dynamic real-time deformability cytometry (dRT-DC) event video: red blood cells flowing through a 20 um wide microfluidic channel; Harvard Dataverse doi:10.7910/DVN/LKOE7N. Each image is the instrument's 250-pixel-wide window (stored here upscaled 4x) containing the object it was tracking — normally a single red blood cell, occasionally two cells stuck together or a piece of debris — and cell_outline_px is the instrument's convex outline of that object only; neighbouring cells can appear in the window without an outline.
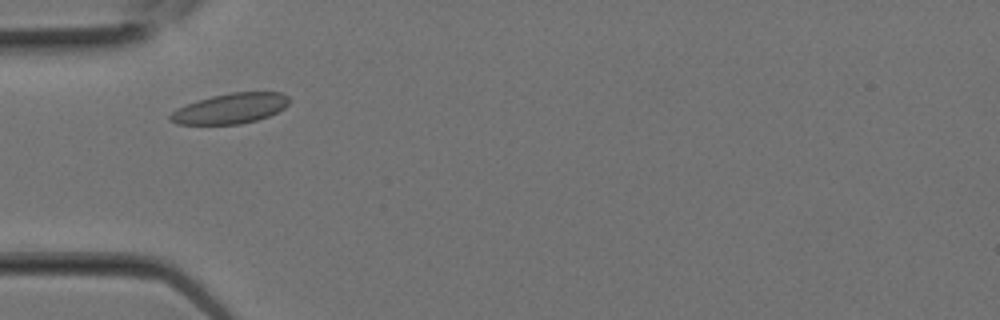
{"species": "Egyptian fruit bat (a non-hibernating species)", "species_latin": "Rousettus aegyptiacus", "temperature_condition": "room temperature", "stored_images_in_passage": 10, "camera_frame_rate_fps": 3000, "um_per_image_px": 0.085, "animal": {"sex": "female"}, "frame": {"image": 1, "passage_image": 4, "time_ms": 1.0, "image_size_px": [1000, 320], "cell_outline_px": [[288, 104], [284, 108], [268, 116], [256, 120], [240, 124], [176, 124], [168, 120], [168, 116], [176, 108], [196, 100], [212, 96], [232, 92], [280, 92], [288, 96]], "centroid_in_image_um": [19.54, 9.22], "position_along_channel_um": 65.5, "area_um2": 20.98}}
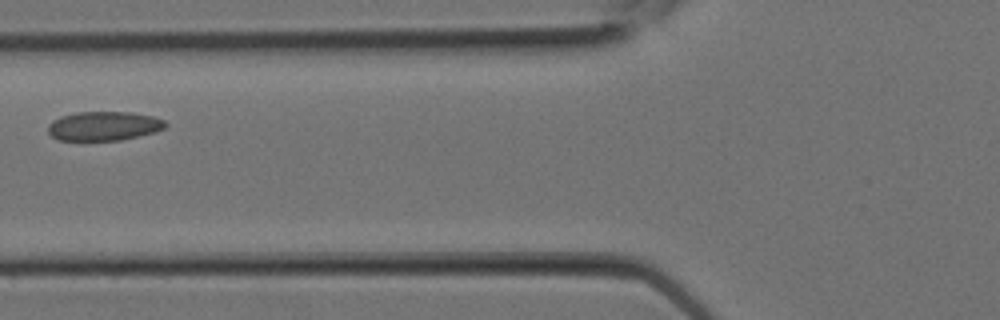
{"frame": {"image": 2, "passage_image": 6, "time_ms": 1.667, "image_size_px": [1000, 320], "cell_outline_px": [[168, 124], [164, 128], [156, 132], [120, 140], [60, 140], [52, 136], [48, 132], [48, 124], [52, 120], [60, 116], [76, 112], [132, 112], [152, 116], [164, 120]], "centroid_in_image_um": [8.82, 10.7], "position_along_channel_um": 117.0, "area_um2": 20.0}}
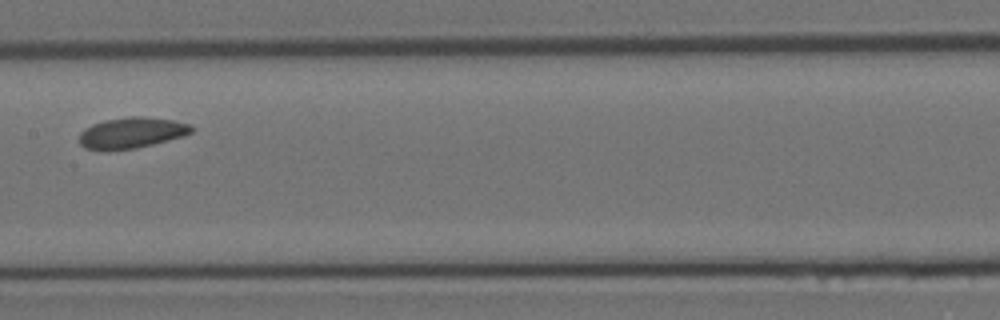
{"frame": {"image": 3, "passage_image": 9, "time_ms": 2.667, "image_size_px": [1000, 320], "cell_outline_px": [[192, 132], [184, 136], [136, 148], [108, 152], [84, 148], [80, 144], [80, 132], [84, 128], [92, 124], [104, 120], [128, 116], [144, 116], [172, 120], [188, 124], [192, 128]], "centroid_in_image_um": [11.12, 11.3], "position_along_channel_um": 196.3, "area_um2": 20.46}}